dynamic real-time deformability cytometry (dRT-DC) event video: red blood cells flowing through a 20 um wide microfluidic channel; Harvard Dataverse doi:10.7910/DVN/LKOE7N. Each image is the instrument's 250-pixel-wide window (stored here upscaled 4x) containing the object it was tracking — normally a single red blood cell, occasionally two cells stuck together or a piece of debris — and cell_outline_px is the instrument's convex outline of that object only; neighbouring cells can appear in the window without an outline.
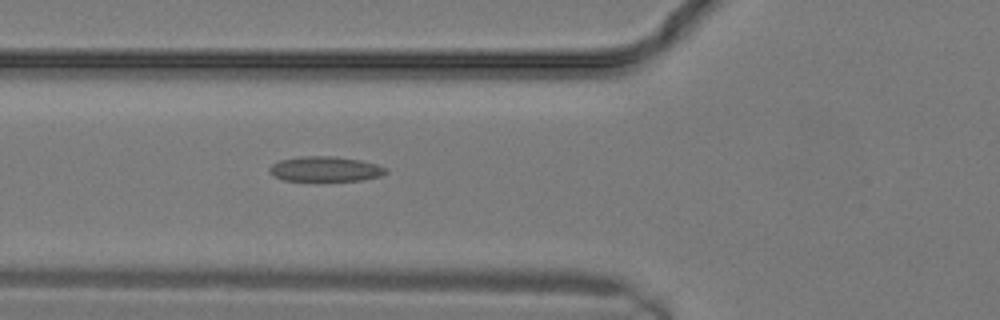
{"species": "common noctule bat (a hibernating species)", "species_latin": "Nyctalus noctula", "temperature_condition": "warm", "stored_images_in_passage": 6, "camera_frame_rate_fps": 3000, "um_per_image_px": 0.085, "animal": {"sex": "male", "body_mass_g": 19.2, "forearm_length_mm": 51.8}, "frame": {"image": 1, "passage_image": 6, "time_ms": 1.667, "image_size_px": [1000, 320], "cell_outline_px": [[388, 172], [380, 176], [360, 180], [284, 180], [272, 176], [268, 172], [268, 168], [272, 164], [280, 160], [300, 156], [336, 156], [360, 160], [376, 164], [388, 168]], "centroid_in_image_um": [27.63, 14.35], "position_along_channel_um": 98.2, "area_um2": 16.99}}